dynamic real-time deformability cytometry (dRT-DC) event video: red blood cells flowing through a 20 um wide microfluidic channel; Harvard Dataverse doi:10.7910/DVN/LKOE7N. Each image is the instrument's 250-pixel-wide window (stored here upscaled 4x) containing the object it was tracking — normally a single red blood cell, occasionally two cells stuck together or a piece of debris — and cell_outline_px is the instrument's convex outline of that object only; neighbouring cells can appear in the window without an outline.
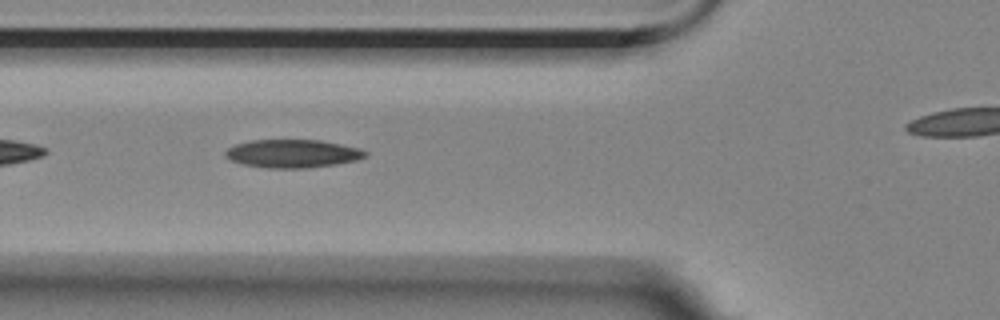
{"species": "Egyptian fruit bat (a non-hibernating species)", "species_latin": "Rousettus aegyptiacus", "temperature_condition": "room temperature", "stored_images_in_passage": 35, "camera_frame_rate_fps": 3000, "um_per_image_px": 0.085, "animal": {"sex": "female"}, "frame": {"image": 1, "passage_image": 6, "time_ms": 1.667, "image_size_px": [1000, 320], "cell_outline_px": [[368, 156], [356, 160], [336, 164], [308, 168], [264, 168], [244, 164], [232, 160], [224, 156], [224, 152], [228, 148], [236, 144], [252, 140], [320, 140], [360, 148], [368, 152]], "centroid_in_image_um": [24.89, 13.06], "position_along_channel_um": 100.9, "area_um2": 23.0}}
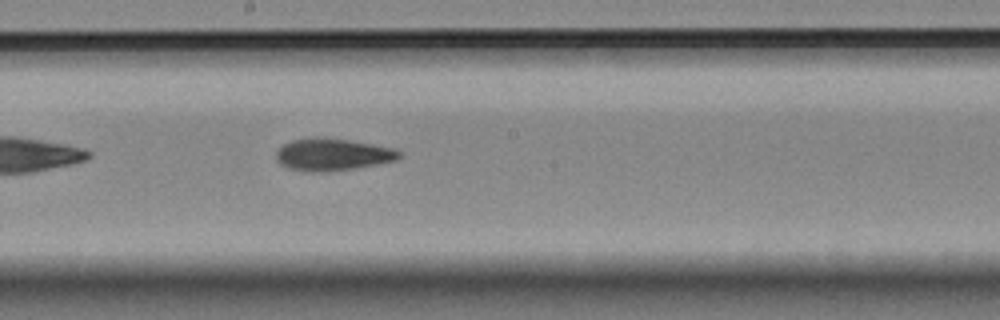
{"frame": {"image": 2, "passage_image": 16, "time_ms": 5.0, "image_size_px": [1000, 320], "cell_outline_px": [[400, 156], [396, 160], [356, 168], [328, 172], [308, 172], [288, 168], [280, 164], [276, 160], [276, 152], [284, 144], [292, 140], [348, 140], [396, 148], [400, 152]], "centroid_in_image_um": [28.28, 13.19], "position_along_channel_um": 219.9, "area_um2": 22.37}}
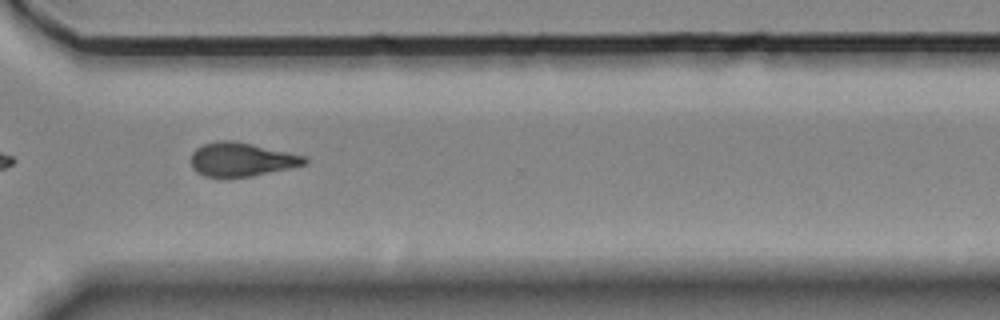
{"frame": {"image": 3, "passage_image": 27, "time_ms": 8.667, "image_size_px": [1000, 320], "cell_outline_px": [[308, 160], [304, 164], [288, 168], [252, 176], [228, 180], [204, 176], [196, 172], [192, 168], [192, 152], [196, 148], [204, 144], [216, 140], [236, 140], [304, 156]], "centroid_in_image_um": [20.45, 13.58], "position_along_channel_um": 350.2, "area_um2": 22.72}, "authors_computed_cell_mechanics": {"area_um2": 22.831, "velocity_mm_per_s": 3.5485, "shape_relaxation_time_tau1_ms": null, "shape_relaxation_time_tau2_ms": 3.5268, "deformation_change_tau1": null, "deformation_change_tau2": 0.1183}}